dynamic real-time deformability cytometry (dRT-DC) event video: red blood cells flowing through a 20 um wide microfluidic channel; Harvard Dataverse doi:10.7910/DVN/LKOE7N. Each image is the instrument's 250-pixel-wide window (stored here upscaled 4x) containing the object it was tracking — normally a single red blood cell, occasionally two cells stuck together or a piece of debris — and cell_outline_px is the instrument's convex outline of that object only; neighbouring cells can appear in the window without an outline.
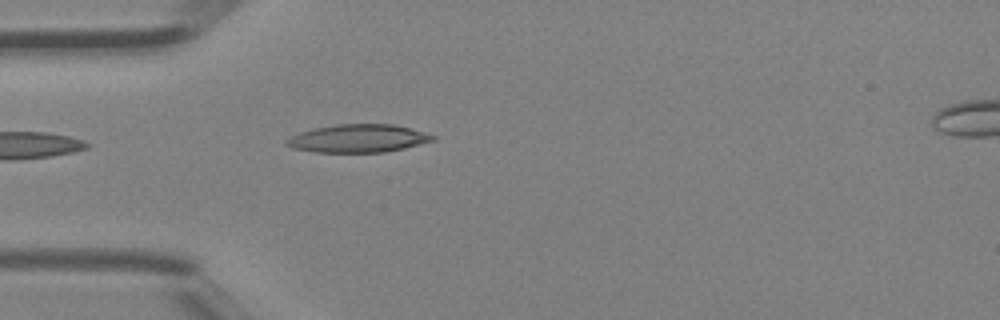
{"species": "Egyptian fruit bat (a non-hibernating species)", "species_latin": "Rousettus aegyptiacus", "temperature_condition": "room temperature", "stored_images_in_passage": 4, "camera_frame_rate_fps": 3000, "um_per_image_px": 0.085, "animal": {"sex": "female"}, "frame": {"image": 1, "passage_image": 1, "time_ms": 0.0, "image_size_px": [1000, 320], "cell_outline_px": [[436, 140], [404, 148], [384, 152], [316, 152], [292, 148], [284, 144], [284, 140], [300, 132], [316, 128], [336, 124], [392, 124], [424, 132], [436, 136]], "centroid_in_image_um": [30.43, 11.77], "position_along_channel_um": 54.6, "area_um2": 23.76}}